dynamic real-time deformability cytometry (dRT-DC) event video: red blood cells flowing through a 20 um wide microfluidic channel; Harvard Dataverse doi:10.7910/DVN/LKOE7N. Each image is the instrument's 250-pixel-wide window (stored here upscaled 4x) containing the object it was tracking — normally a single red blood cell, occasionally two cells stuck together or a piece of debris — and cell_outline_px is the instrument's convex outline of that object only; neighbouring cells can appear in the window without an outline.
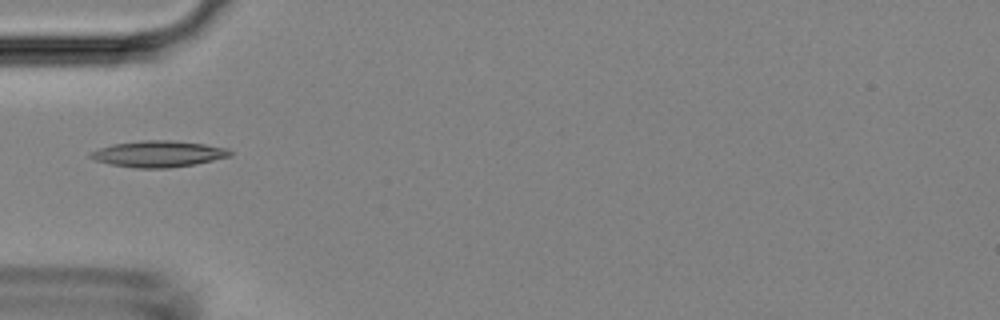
{"species": "Egyptian fruit bat (a non-hibernating species)", "species_latin": "Rousettus aegyptiacus", "temperature_condition": "room temperature", "stored_images_in_passage": 4, "camera_frame_rate_fps": 3000, "um_per_image_px": 0.085, "animal": {"sex": "female"}, "frame": {"image": 1, "passage_image": 4, "time_ms": 4.0, "image_size_px": [1000, 320], "cell_outline_px": [[232, 156], [196, 164], [168, 168], [132, 168], [108, 164], [96, 160], [88, 156], [88, 152], [112, 144], [144, 140], [176, 140], [204, 144], [228, 148], [232, 152]], "centroid_in_image_um": [13.46, 13.08], "position_along_channel_um": 71.5, "area_um2": 21.62}}